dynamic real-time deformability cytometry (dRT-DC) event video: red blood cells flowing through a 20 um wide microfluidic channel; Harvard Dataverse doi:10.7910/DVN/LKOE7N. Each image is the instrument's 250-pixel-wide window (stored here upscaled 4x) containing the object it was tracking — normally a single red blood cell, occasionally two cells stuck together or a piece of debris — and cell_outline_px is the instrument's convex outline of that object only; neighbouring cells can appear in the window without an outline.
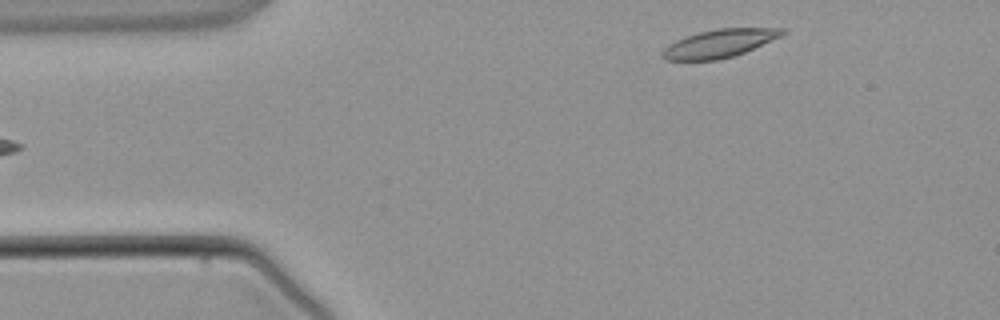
{"species": "common noctule bat (a hibernating species)", "species_latin": "Nyctalus noctula", "temperature_condition": "warm", "stored_images_in_passage": 3, "segment_of_instrument_passage": [2, 2], "camera_frame_rate_fps": 3000, "um_per_image_px": 0.085, "animal": {"sex": "male", "body_mass_g": 21.5, "forearm_length_mm": 52.0}, "frame": {"image": 1, "passage_image": 3, "time_ms": 2.333, "image_size_px": [1000, 320], "cell_outline_px": [[784, 32], [780, 36], [744, 52], [732, 56], [716, 60], [664, 60], [660, 56], [660, 52], [668, 44], [676, 40], [700, 32], [716, 28], [784, 28]], "centroid_in_image_um": [61.07, 3.7], "position_along_channel_um": 23.9, "area_um2": 19.36}}